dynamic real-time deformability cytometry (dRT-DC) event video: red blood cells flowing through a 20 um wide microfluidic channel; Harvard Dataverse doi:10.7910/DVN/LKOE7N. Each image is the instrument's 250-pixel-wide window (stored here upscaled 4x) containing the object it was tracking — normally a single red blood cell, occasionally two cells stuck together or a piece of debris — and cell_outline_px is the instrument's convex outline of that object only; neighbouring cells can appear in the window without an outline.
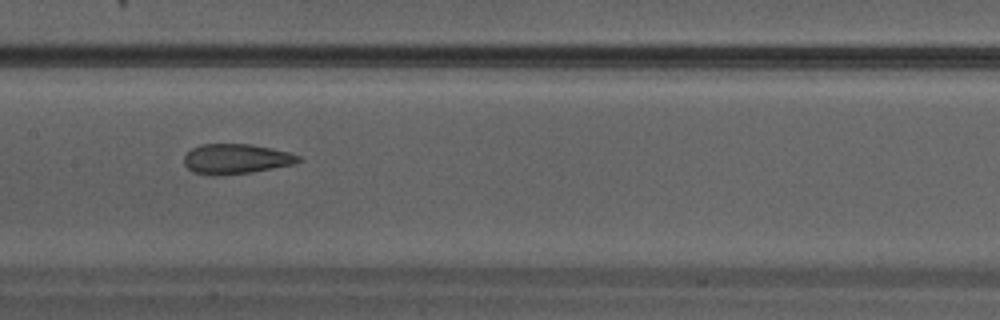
{"species": "Egyptian fruit bat (a non-hibernating species)", "species_latin": "Rousettus aegyptiacus", "temperature_condition": "warm", "stored_images_in_passage": 29, "camera_frame_rate_fps": 3000, "um_per_image_px": 0.085, "animal": {"sex": "male"}, "frame": {"image": 1, "passage_image": 13, "time_ms": 4.0, "image_size_px": [1000, 320], "cell_outline_px": [[304, 160], [292, 164], [252, 172], [212, 176], [192, 172], [184, 164], [184, 156], [192, 148], [200, 144], [252, 144], [272, 148], [288, 152], [300, 156]], "centroid_in_image_um": [20.05, 13.5], "position_along_channel_um": 187.4, "area_um2": 20.06}}